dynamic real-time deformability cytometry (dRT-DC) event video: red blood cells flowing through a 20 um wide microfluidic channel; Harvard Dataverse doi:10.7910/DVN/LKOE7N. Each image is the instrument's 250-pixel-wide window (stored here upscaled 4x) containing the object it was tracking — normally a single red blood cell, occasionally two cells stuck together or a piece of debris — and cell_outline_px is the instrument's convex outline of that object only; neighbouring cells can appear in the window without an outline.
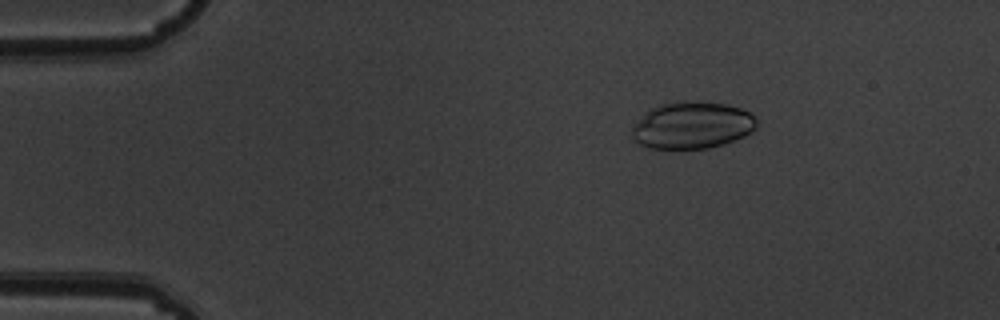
{"species": "common noctule bat (a hibernating species)", "species_latin": "Nyctalus noctula", "temperature_condition": "warm", "stored_images_in_passage": 4, "camera_frame_rate_fps": 3000, "um_per_image_px": 0.085, "animal": {"sex": "male", "body_mass_g": 19.5, "forearm_length_mm": 54.6}, "frame": {"image": 1, "passage_image": 2, "time_ms": 0.333, "image_size_px": [1000, 320], "cell_outline_px": [[756, 128], [752, 132], [744, 136], [708, 148], [648, 148], [640, 144], [632, 136], [632, 128], [652, 108], [660, 104], [728, 104], [752, 112], [756, 120]], "centroid_in_image_um": [58.88, 10.69], "position_along_channel_um": 26.1, "area_um2": 32.77}}